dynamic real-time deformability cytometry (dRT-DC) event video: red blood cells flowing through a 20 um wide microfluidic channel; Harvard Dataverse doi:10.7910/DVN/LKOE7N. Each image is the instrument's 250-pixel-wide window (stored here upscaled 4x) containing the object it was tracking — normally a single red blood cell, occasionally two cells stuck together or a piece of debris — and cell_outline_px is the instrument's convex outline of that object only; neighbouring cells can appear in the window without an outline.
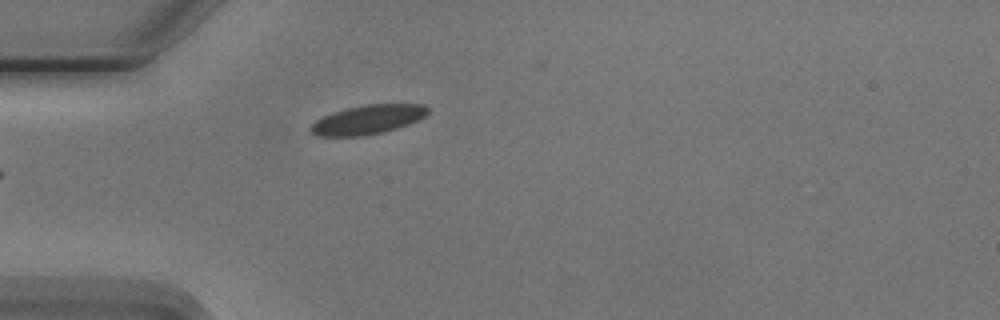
{"species": "Egyptian fruit bat (a non-hibernating species)", "species_latin": "Rousettus aegyptiacus", "temperature_condition": "cold", "stored_images_in_passage": 5, "camera_frame_rate_fps": 3000, "um_per_image_px": 0.085, "animal": {"sex": "male"}, "frame": {"image": 1, "passage_image": 5, "time_ms": 5.667, "image_size_px": [1000, 320], "cell_outline_px": [[428, 112], [424, 116], [408, 124], [384, 132], [360, 136], [316, 136], [308, 128], [316, 120], [332, 112], [364, 104], [424, 104], [428, 108]], "centroid_in_image_um": [31.23, 10.16], "position_along_channel_um": 53.8, "area_um2": 19.77}}